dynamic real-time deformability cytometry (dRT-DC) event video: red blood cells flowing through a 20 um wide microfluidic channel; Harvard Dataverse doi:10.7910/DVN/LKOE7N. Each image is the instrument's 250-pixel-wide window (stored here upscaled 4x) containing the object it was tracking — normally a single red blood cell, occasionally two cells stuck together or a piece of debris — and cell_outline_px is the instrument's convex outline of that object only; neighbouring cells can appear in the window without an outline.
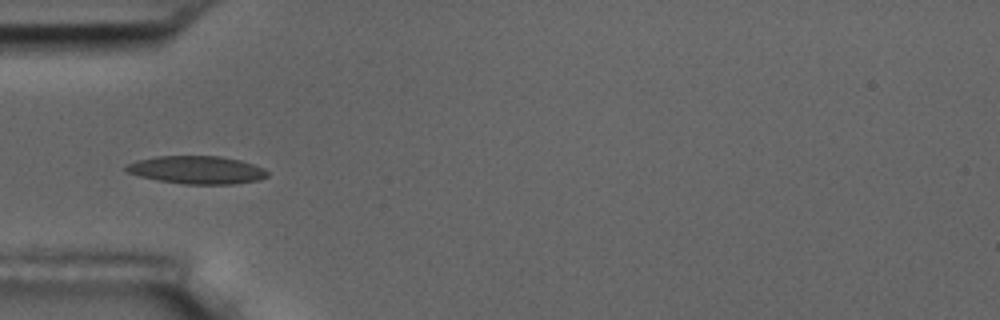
{"species": "common noctule bat (a hibernating species)", "species_latin": "Nyctalus noctula", "temperature_condition": "room temperature", "stored_images_in_passage": 7, "camera_frame_rate_fps": 3000, "um_per_image_px": 0.085, "animal": {"sex": "male", "body_mass_g": 17.5, "forearm_length_mm": 52.3}, "frame": {"image": 1, "passage_image": 5, "time_ms": 5.0, "image_size_px": [1000, 320], "cell_outline_px": [[268, 176], [260, 180], [236, 184], [184, 184], [156, 180], [124, 172], [124, 168], [128, 164], [136, 160], [156, 156], [220, 156], [240, 160], [264, 168], [268, 172]], "centroid_in_image_um": [16.72, 14.45], "position_along_channel_um": 68.3, "area_um2": 23.18}}
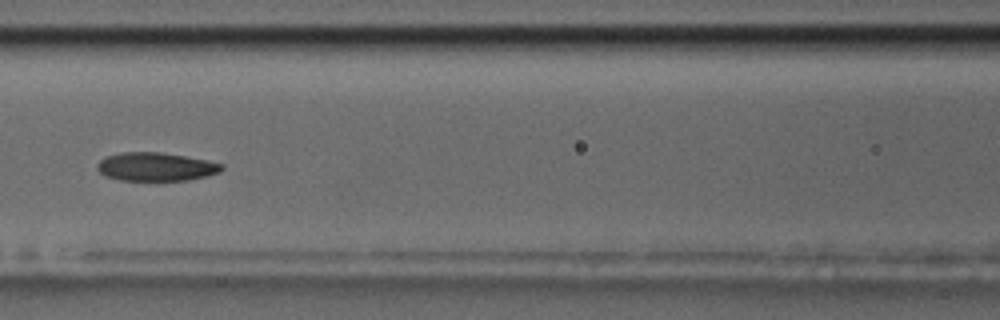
{"frame": {"image": 2, "passage_image": 7, "time_ms": 7.333, "image_size_px": [1000, 320], "cell_outline_px": [[224, 168], [220, 172], [208, 176], [188, 180], [120, 180], [104, 176], [96, 168], [96, 164], [104, 156], [120, 152], [160, 152], [208, 160], [224, 164]], "centroid_in_image_um": [13.24, 14.17], "position_along_channel_um": 153.4, "area_um2": 20.87}}